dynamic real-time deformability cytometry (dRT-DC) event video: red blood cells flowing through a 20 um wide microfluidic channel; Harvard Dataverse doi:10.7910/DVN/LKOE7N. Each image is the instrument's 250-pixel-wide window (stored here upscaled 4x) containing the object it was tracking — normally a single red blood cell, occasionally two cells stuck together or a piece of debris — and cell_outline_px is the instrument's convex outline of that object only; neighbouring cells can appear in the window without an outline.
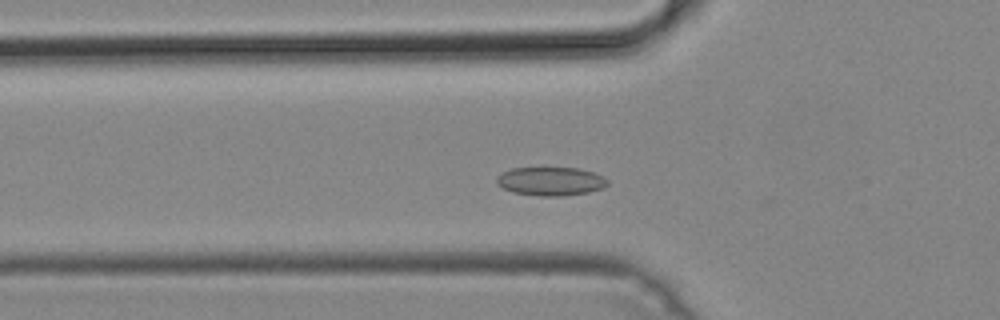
{"species": "common noctule bat (a hibernating species)", "species_latin": "Nyctalus noctula", "temperature_condition": "cold", "stored_images_in_passage": 35, "camera_frame_rate_fps": 3000, "um_per_image_px": 0.085, "animal": {"sex": "male", "body_mass_g": 19.2, "forearm_length_mm": 51.8}, "frame": {"image": 1, "passage_image": 2, "time_ms": 0.333, "image_size_px": [1000, 320], "cell_outline_px": [[608, 184], [604, 188], [588, 192], [560, 196], [540, 196], [512, 192], [496, 184], [496, 176], [512, 168], [580, 168], [604, 176], [608, 180]], "centroid_in_image_um": [46.82, 15.41], "position_along_channel_um": 79.0, "area_um2": 18.5}}
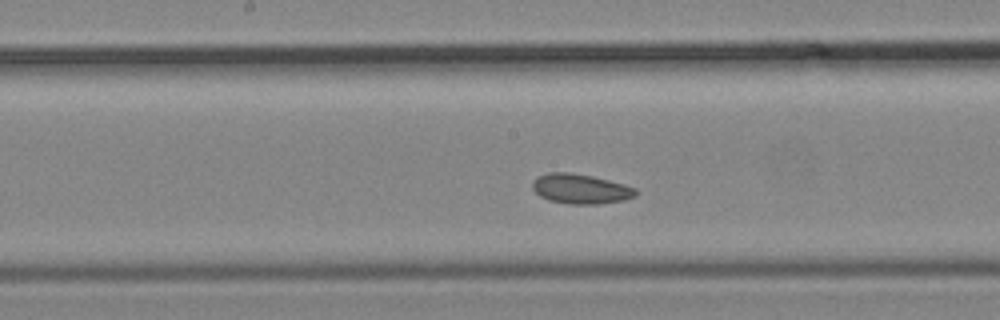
{"frame": {"image": 2, "passage_image": 11, "time_ms": 3.333, "image_size_px": [1000, 320], "cell_outline_px": [[636, 196], [624, 200], [596, 204], [568, 204], [548, 200], [540, 196], [532, 188], [532, 180], [536, 176], [548, 172], [568, 172], [592, 176], [624, 184], [636, 188]], "centroid_in_image_um": [49.31, 16.05], "position_along_channel_um": 198.9, "area_um2": 18.03}}
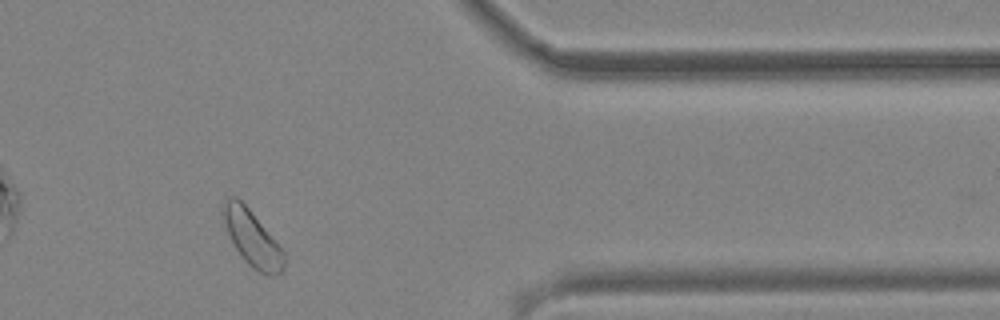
{"frame": {"image": 3, "passage_image": 27, "time_ms": 8.667, "image_size_px": [1000, 320], "cell_outline_px": [[284, 268], [280, 272], [272, 276], [268, 276], [260, 272], [248, 264], [244, 260], [236, 248], [228, 232], [224, 220], [224, 200], [228, 196], [236, 196], [248, 208], [284, 252]], "centroid_in_image_um": [21.44, 20.27], "position_along_channel_um": 390.0, "area_um2": 18.96}}